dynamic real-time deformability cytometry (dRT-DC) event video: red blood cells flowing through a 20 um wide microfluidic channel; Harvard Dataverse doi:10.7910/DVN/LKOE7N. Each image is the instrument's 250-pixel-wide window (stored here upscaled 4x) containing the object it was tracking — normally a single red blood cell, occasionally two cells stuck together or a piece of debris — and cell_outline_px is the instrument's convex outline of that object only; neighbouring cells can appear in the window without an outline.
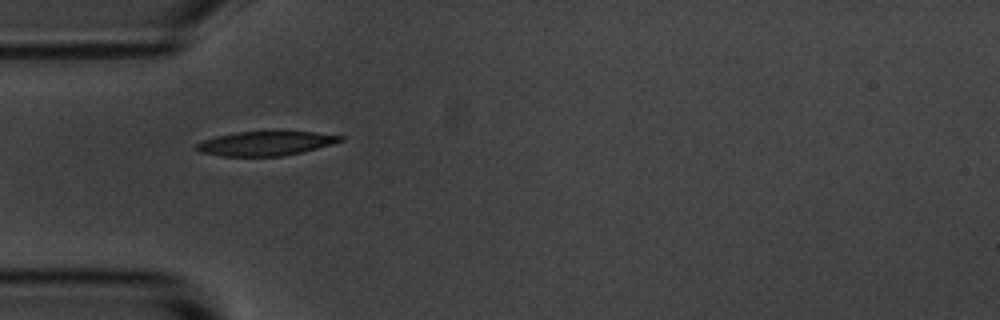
{"species": "common noctule bat (a hibernating species)", "species_latin": "Nyctalus noctula", "temperature_condition": "room temperature", "stored_images_in_passage": 4, "camera_frame_rate_fps": 3000, "um_per_image_px": 0.085, "animal": {"sex": "male", "body_mass_g": 20.1, "forearm_length_mm": 53.5}, "frame": {"image": 1, "passage_image": 3, "time_ms": 2.333, "image_size_px": [1000, 320], "cell_outline_px": [[344, 140], [332, 144], [284, 156], [220, 156], [200, 152], [196, 148], [196, 144], [204, 140], [216, 136], [236, 132], [280, 128], [316, 132], [344, 136]], "centroid_in_image_um": [22.63, 12.13], "position_along_channel_um": 62.4, "area_um2": 21.27}}